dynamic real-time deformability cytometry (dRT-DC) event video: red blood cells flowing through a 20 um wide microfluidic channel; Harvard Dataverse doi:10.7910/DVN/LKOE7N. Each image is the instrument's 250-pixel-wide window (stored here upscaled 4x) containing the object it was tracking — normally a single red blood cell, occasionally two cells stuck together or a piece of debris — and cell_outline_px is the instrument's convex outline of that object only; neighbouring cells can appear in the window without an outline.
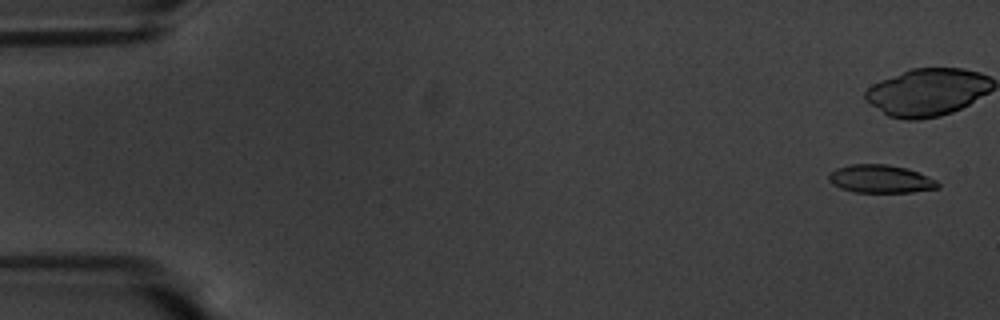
{"species": "common noctule bat (a hibernating species)", "species_latin": "Nyctalus noctula", "temperature_condition": "warm", "stored_images_in_passage": 16, "camera_frame_rate_fps": 3000, "um_per_image_px": 0.085, "animal": {"sex": "male", "body_mass_g": 20.1, "forearm_length_mm": 53.5}, "frame": {"image": 1, "passage_image": 3, "time_ms": 0.667, "image_size_px": [1000, 320], "cell_outline_px": [[940, 188], [912, 192], [856, 192], [840, 188], [832, 184], [828, 180], [828, 176], [836, 168], [848, 164], [888, 164], [904, 168], [916, 172], [936, 180], [940, 184]], "centroid_in_image_um": [74.83, 15.21], "position_along_channel_um": 10.2, "area_um2": 17.74}}